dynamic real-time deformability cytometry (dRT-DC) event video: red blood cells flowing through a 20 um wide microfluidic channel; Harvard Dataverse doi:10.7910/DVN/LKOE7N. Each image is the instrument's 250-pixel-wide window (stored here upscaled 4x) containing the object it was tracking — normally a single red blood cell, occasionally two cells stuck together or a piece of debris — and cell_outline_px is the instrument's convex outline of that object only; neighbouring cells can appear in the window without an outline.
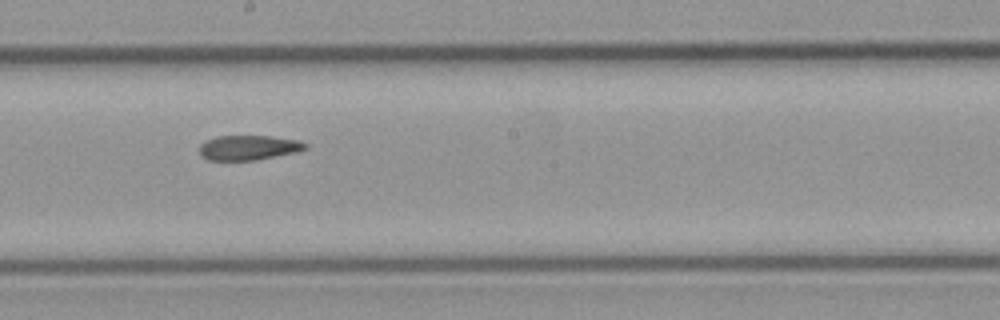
{"species": "common noctule bat (a hibernating species)", "species_latin": "Nyctalus noctula", "temperature_condition": "cold", "stored_images_in_passage": 16, "camera_frame_rate_fps": 3000, "um_per_image_px": 0.085, "animal": {"sex": "male", "body_mass_g": 23.1, "forearm_length_mm": 52.7}, "frame": {"image": 1, "passage_image": 10, "time_ms": 11.333, "image_size_px": [1000, 320], "cell_outline_px": [[308, 148], [296, 152], [256, 160], [208, 160], [200, 156], [200, 144], [216, 136], [268, 136], [300, 140], [308, 144]], "centroid_in_image_um": [21.14, 12.55], "position_along_channel_um": 227.1, "area_um2": 15.32}}
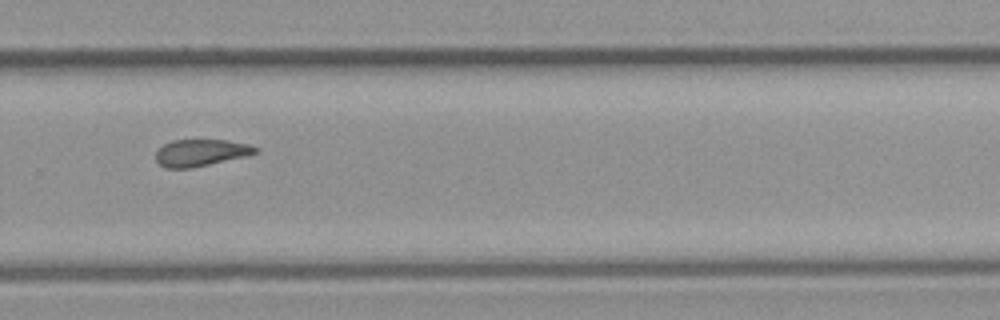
{"frame": {"image": 2, "passage_image": 12, "time_ms": 13.667, "image_size_px": [1000, 320], "cell_outline_px": [[260, 152], [244, 156], [192, 168], [168, 168], [160, 164], [156, 160], [156, 152], [164, 144], [172, 140], [228, 140], [248, 144], [260, 148]], "centroid_in_image_um": [17.1, 12.97], "position_along_channel_um": 312.7, "area_um2": 15.49}}